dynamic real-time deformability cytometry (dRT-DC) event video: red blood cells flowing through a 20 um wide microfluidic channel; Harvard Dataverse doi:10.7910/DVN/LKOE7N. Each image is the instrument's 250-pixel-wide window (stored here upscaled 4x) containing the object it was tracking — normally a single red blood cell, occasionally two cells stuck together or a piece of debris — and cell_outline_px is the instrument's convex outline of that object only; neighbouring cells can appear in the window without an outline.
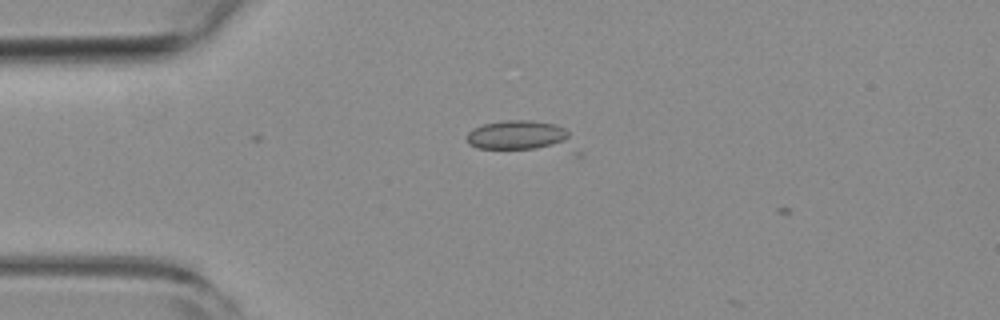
{"species": "common noctule bat (a hibernating species)", "species_latin": "Nyctalus noctula", "temperature_condition": "room temperature", "stored_images_in_passage": 5, "camera_frame_rate_fps": 3000, "um_per_image_px": 0.085, "animal": {"sex": "female", "body_mass_g": 19.3, "forearm_length_mm": 54.1}, "frame": {"image": 1, "passage_image": 4, "time_ms": 1.0, "image_size_px": [1000, 320], "cell_outline_px": [[568, 144], [536, 148], [476, 148], [468, 144], [468, 132], [472, 128], [484, 124], [508, 120], [528, 120], [556, 124], [564, 128], [568, 132]], "centroid_in_image_um": [43.99, 11.47], "position_along_channel_um": 41.0, "area_um2": 17.46}}